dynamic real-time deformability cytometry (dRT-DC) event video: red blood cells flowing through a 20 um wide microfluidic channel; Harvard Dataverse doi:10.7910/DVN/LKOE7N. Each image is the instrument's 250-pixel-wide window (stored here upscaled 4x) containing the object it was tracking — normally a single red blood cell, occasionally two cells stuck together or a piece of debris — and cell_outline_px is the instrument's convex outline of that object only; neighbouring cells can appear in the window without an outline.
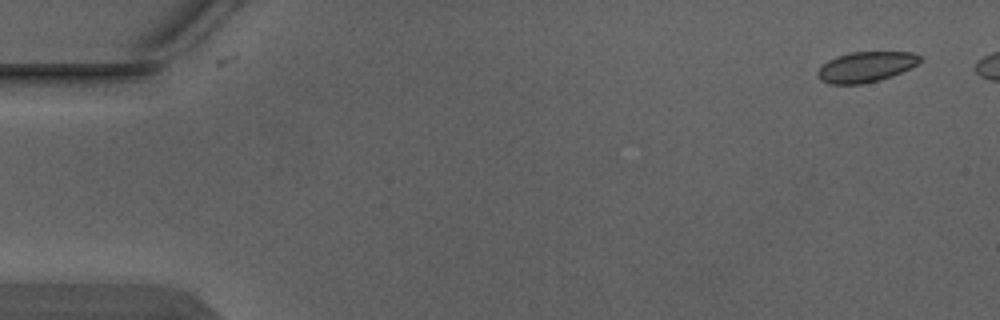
{"species": "Egyptian fruit bat (a non-hibernating species)", "species_latin": "Rousettus aegyptiacus", "temperature_condition": "warm", "stored_images_in_passage": 5, "camera_frame_rate_fps": 3000, "um_per_image_px": 0.085, "animal": {"sex": "male"}, "frame": {"image": 1, "passage_image": 1, "time_ms": 0.0, "image_size_px": [1000, 320], "cell_outline_px": [[920, 60], [916, 64], [892, 76], [880, 80], [860, 84], [828, 84], [820, 80], [816, 76], [816, 72], [828, 60], [836, 56], [848, 52], [912, 52], [920, 56]], "centroid_in_image_um": [73.53, 5.69], "position_along_channel_um": 11.5, "area_um2": 18.03}}
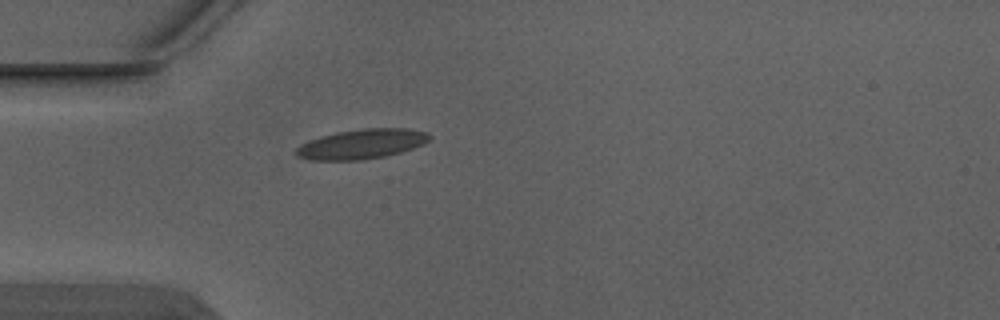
{"frame": {"image": 2, "passage_image": 5, "time_ms": 1.333, "image_size_px": [1000, 320], "cell_outline_px": [[432, 136], [424, 144], [400, 152], [384, 156], [360, 160], [308, 160], [296, 156], [296, 148], [300, 144], [308, 140], [320, 136], [336, 132], [364, 128], [408, 128], [428, 132]], "centroid_in_image_um": [30.73, 12.23], "position_along_channel_um": 54.3, "area_um2": 23.24}}